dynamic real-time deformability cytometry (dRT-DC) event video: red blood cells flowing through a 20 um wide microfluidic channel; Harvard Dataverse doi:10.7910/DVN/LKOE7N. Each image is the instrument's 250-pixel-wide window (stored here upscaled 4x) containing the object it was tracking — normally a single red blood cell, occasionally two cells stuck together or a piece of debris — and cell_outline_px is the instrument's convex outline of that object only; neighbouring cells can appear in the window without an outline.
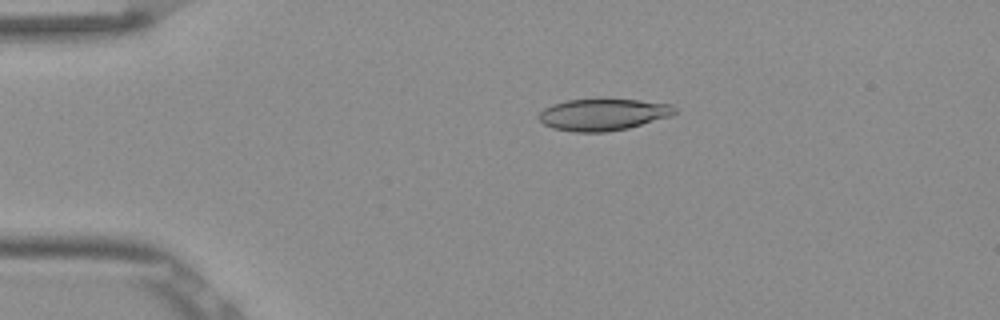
{"species": "Egyptian fruit bat (a non-hibernating species)", "species_latin": "Rousettus aegyptiacus", "temperature_condition": "room temperature", "stored_images_in_passage": 53, "camera_frame_rate_fps": 3000, "um_per_image_px": 0.085, "frame": {"image": 1, "passage_image": 11, "time_ms": 3.333, "image_size_px": [1000, 320], "cell_outline_px": [[676, 112], [672, 116], [628, 128], [608, 132], [572, 132], [552, 128], [544, 124], [536, 116], [544, 108], [552, 104], [568, 100], [596, 96], [600, 96], [640, 100], [672, 104], [676, 108]], "centroid_in_image_um": [51.26, 9.69], "position_along_channel_um": 33.7, "area_um2": 26.24}}
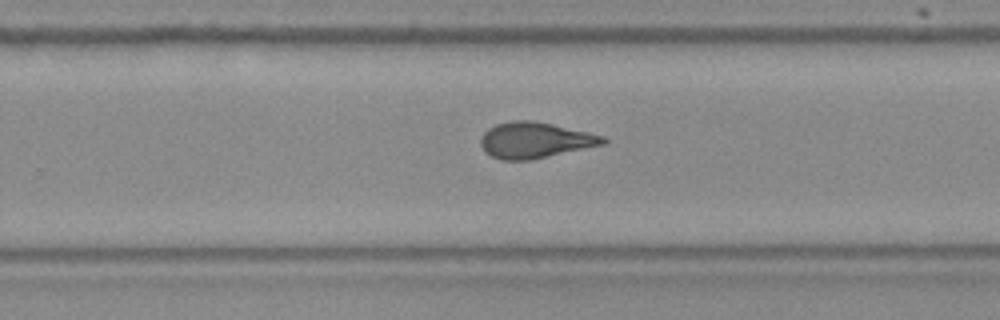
{"frame": {"image": 2, "passage_image": 34, "time_ms": 11.0, "image_size_px": [1000, 320], "cell_outline_px": [[608, 140], [604, 144], [528, 160], [500, 160], [484, 152], [480, 144], [480, 140], [484, 132], [488, 128], [496, 124], [512, 120], [532, 120], [552, 124], [588, 132], [604, 136]], "centroid_in_image_um": [45.43, 11.91], "position_along_channel_um": 284.4, "area_um2": 25.43}}
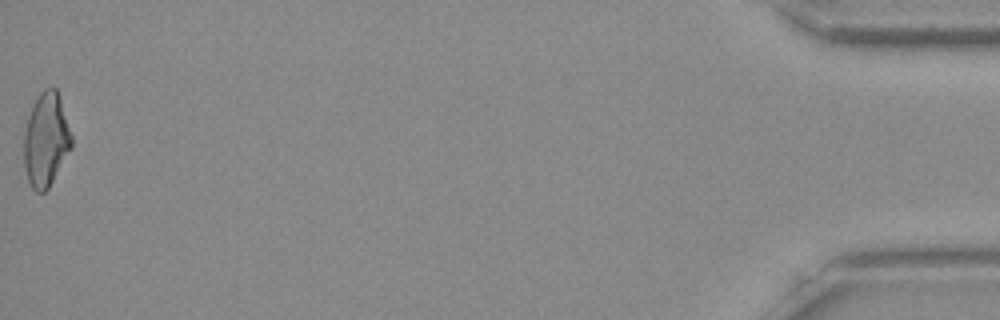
{"frame": {"image": 3, "passage_image": 53, "time_ms": 17.333, "image_size_px": [1000, 320], "cell_outline_px": [[72, 148], [48, 188], [44, 192], [36, 192], [32, 188], [28, 180], [24, 168], [24, 132], [28, 116], [32, 104], [40, 92], [44, 88], [56, 88], [60, 96], [72, 136]], "centroid_in_image_um": [3.91, 11.86], "position_along_channel_um": 431.3, "area_um2": 26.18}, "authors_computed_cell_mechanics": {"area_um2": 25.432, "velocity_mm_per_s": 3.8548, "shape_relaxation_time_tau1_ms": 5.8498, "shape_relaxation_time_tau2_ms": 1.6031, "deformation_change_tau1": 0.2048, "deformation_change_tau2": 0.0845}}